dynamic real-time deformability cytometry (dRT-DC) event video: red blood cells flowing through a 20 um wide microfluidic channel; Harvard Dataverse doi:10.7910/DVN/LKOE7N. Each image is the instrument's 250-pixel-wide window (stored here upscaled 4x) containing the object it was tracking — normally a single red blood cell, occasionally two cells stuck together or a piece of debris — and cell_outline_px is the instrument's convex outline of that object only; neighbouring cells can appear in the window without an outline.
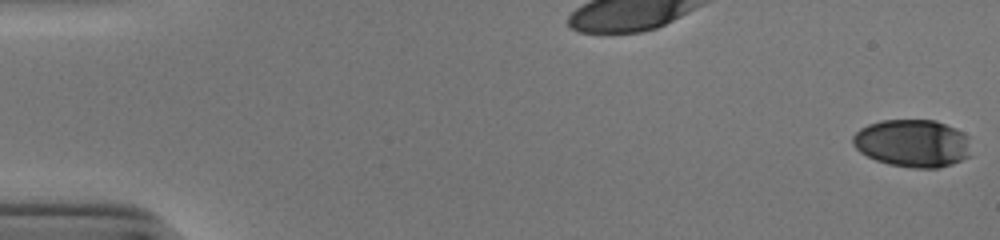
{"species": "human", "species_latin": "Homo sapiens", "temperature_condition": "cold", "stored_images_in_passage": 53, "camera_frame_rate_fps": 3000, "um_per_image_px": 0.085, "donor": {"sex": "male"}, "frame": {"image": 1, "passage_image": 1, "time_ms": 0.0, "image_size_px": [1000, 240], "cell_outline_px": [[972, 156], [952, 164], [940, 168], [912, 168], [888, 164], [876, 160], [860, 152], [852, 144], [852, 136], [860, 128], [868, 124], [880, 120], [936, 120], [956, 128], [964, 132], [968, 136]], "centroid_in_image_um": [77.6, 12.18], "position_along_channel_um": 7.4, "area_um2": 33.35}}
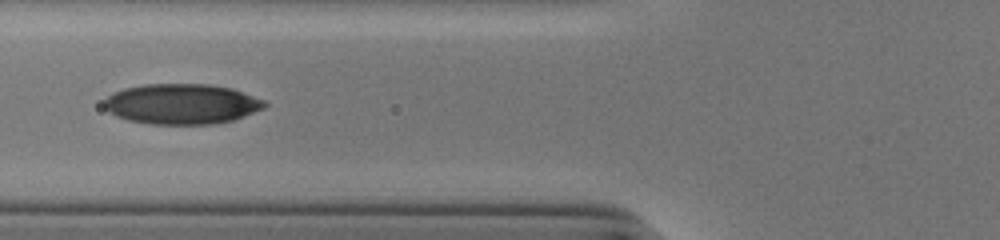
{"frame": {"image": 2, "passage_image": 22, "time_ms": 7.0, "image_size_px": [1000, 240], "cell_outline_px": [[268, 104], [264, 108], [244, 116], [232, 120], [212, 124], [148, 124], [128, 120], [116, 116], [108, 112], [104, 108], [104, 100], [112, 92], [124, 88], [144, 84], [208, 84], [232, 88], [264, 100]], "centroid_in_image_um": [15.42, 8.83], "position_along_channel_um": 110.4, "area_um2": 37.86}}
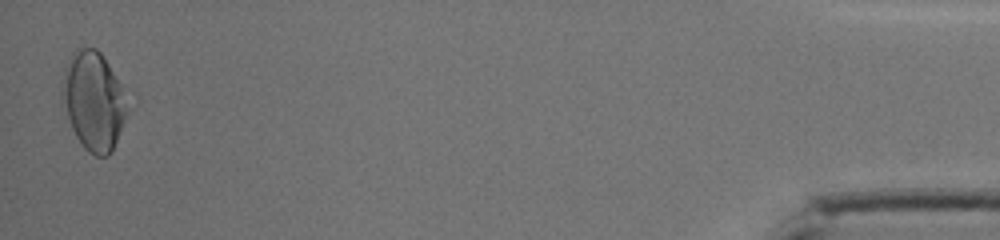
{"frame": {"image": 3, "passage_image": 53, "time_ms": 17.333, "image_size_px": [1000, 240], "cell_outline_px": [[128, 112], [112, 152], [108, 156], [96, 156], [88, 152], [84, 148], [76, 136], [60, 104], [60, 92], [64, 68], [72, 52], [76, 48], [96, 48], [100, 52], [128, 96]], "centroid_in_image_um": [7.92, 8.59], "position_along_channel_um": 427.3, "area_um2": 37.97}, "authors_computed_cell_mechanics": {"area_um2": 34.8534, "velocity_mm_per_s": 3.9009, "shape_relaxation_time_tau1_ms": 5.3086, "shape_relaxation_time_tau2_ms": 3.1235, "deformation_change_tau1": 0.1533, "deformation_change_tau2": 0.0753}}